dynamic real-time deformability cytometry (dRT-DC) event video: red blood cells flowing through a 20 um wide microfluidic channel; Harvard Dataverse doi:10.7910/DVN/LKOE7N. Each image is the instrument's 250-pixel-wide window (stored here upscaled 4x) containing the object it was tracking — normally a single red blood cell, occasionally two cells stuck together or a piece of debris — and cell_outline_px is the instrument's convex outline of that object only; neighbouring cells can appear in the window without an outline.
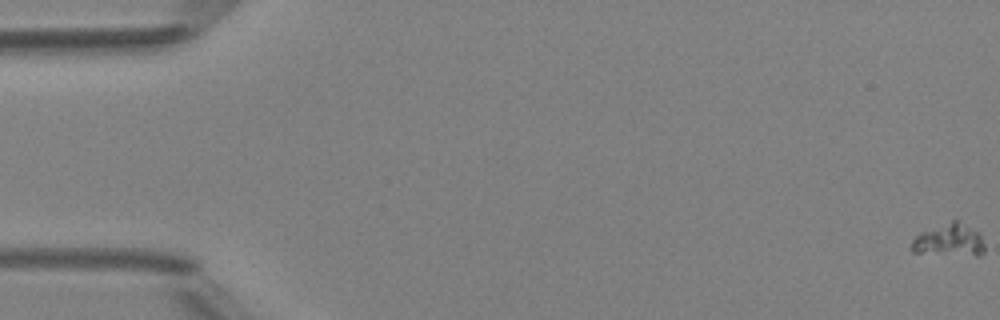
{"species": "Egyptian fruit bat (a non-hibernating species)", "species_latin": "Rousettus aegyptiacus", "temperature_condition": "room temperature", "stored_images_in_passage": 52, "camera_frame_rate_fps": 3000, "um_per_image_px": 0.085, "animal": {"sex": "female"}, "frame": {"image": 1, "passage_image": 1, "time_ms": 0.0, "image_size_px": [1000, 320], "cell_outline_px": [[984, 252], [980, 256], [976, 256], [912, 252], [908, 248], [912, 240], [920, 232], [952, 220], [956, 220], [980, 232], [984, 244]], "centroid_in_image_um": [80.68, 20.43], "position_along_channel_um": 4.3, "area_um2": 14.05}}
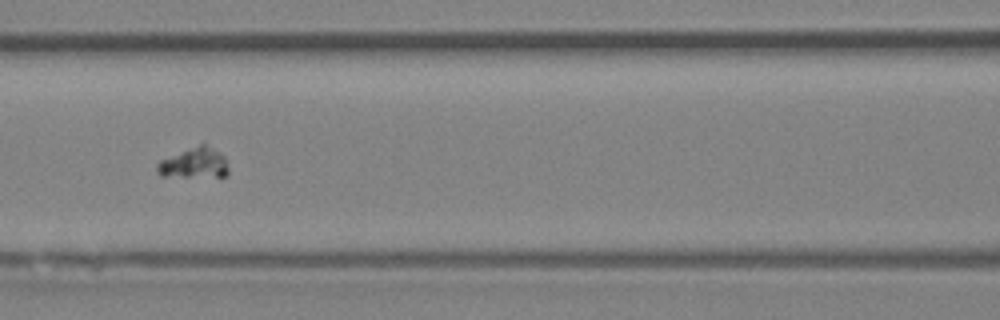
{"frame": {"image": 2, "passage_image": 24, "time_ms": 7.667, "image_size_px": [1000, 320], "cell_outline_px": [[228, 172], [224, 176], [160, 176], [156, 172], [156, 164], [160, 160], [200, 144], [204, 144], [220, 152], [224, 156], [228, 168]], "centroid_in_image_um": [16.48, 13.87], "position_along_channel_um": 150.1, "area_um2": 12.43}}
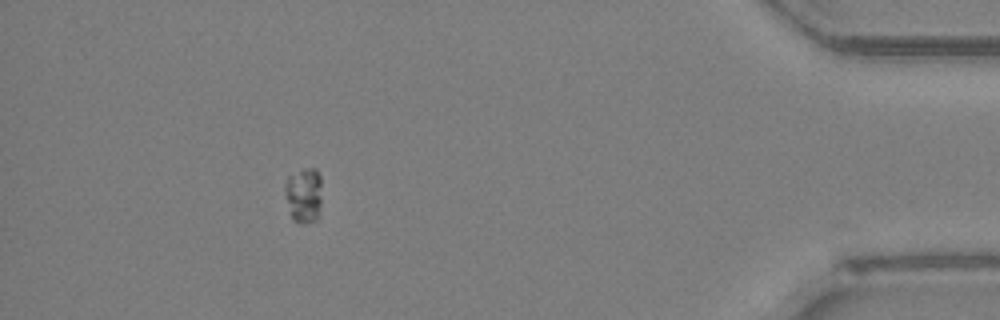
{"frame": {"image": 3, "passage_image": 47, "time_ms": 15.333, "image_size_px": [1000, 320], "cell_outline_px": [[320, 204], [316, 220], [304, 224], [300, 224], [292, 220], [284, 188], [284, 184], [288, 176], [304, 168], [316, 168], [320, 176]], "centroid_in_image_um": [25.8, 16.58], "position_along_channel_um": 409.4, "area_um2": 11.85}}